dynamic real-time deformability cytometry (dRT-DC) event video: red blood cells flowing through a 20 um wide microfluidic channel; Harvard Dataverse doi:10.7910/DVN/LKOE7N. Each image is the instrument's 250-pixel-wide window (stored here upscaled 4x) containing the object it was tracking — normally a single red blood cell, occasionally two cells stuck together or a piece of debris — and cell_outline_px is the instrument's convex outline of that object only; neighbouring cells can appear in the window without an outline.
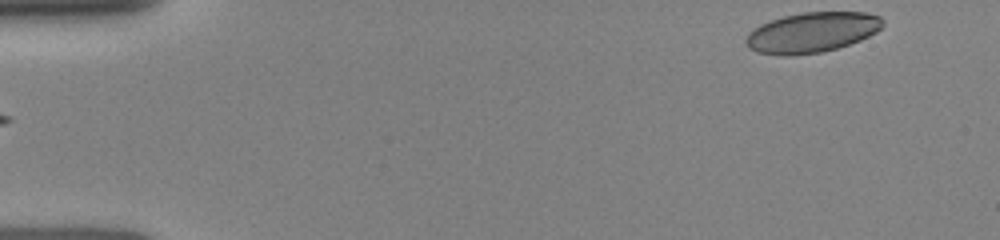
{"species": "human", "species_latin": "Homo sapiens", "temperature_condition": "room temperature", "stored_images_in_passage": 26, "camera_frame_rate_fps": 3000, "um_per_image_px": 0.085, "donor": {"sex": "female"}, "frame": {"image": 1, "passage_image": 1, "time_ms": 0.0, "image_size_px": [1000, 240], "cell_outline_px": [[884, 24], [876, 32], [860, 40], [836, 48], [820, 52], [792, 56], [780, 56], [756, 52], [748, 48], [744, 44], [744, 40], [748, 32], [760, 24], [784, 16], [804, 12], [864, 12], [880, 16], [884, 20]], "centroid_in_image_um": [68.97, 2.76], "position_along_channel_um": 16.0, "area_um2": 32.25}}
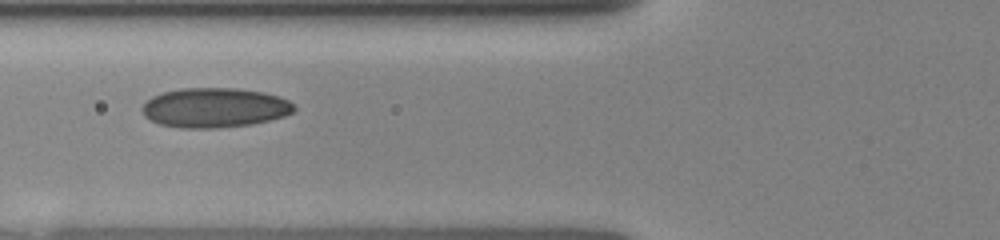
{"frame": {"image": 2, "passage_image": 17, "time_ms": 5.0, "image_size_px": [1000, 240], "cell_outline_px": [[296, 108], [292, 112], [284, 116], [252, 124], [216, 128], [180, 128], [160, 124], [144, 116], [140, 108], [144, 100], [152, 96], [164, 92], [180, 88], [236, 88], [264, 92], [280, 96], [288, 100]], "centroid_in_image_um": [18.21, 9.15], "position_along_channel_um": 107.6, "area_um2": 35.32}}
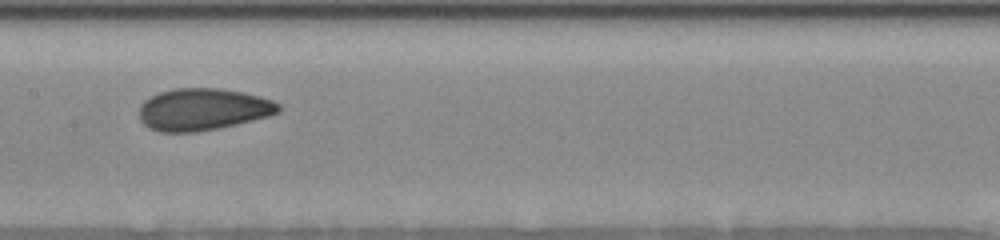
{"frame": {"image": 3, "passage_image": 25, "time_ms": 7.0, "image_size_px": [1000, 240], "cell_outline_px": [[280, 112], [268, 116], [216, 128], [196, 132], [160, 132], [144, 124], [140, 120], [140, 104], [144, 100], [160, 92], [172, 88], [220, 88], [244, 92], [260, 96], [272, 100], [280, 104]], "centroid_in_image_um": [17.24, 9.28], "position_along_channel_um": 190.2, "area_um2": 33.93}}